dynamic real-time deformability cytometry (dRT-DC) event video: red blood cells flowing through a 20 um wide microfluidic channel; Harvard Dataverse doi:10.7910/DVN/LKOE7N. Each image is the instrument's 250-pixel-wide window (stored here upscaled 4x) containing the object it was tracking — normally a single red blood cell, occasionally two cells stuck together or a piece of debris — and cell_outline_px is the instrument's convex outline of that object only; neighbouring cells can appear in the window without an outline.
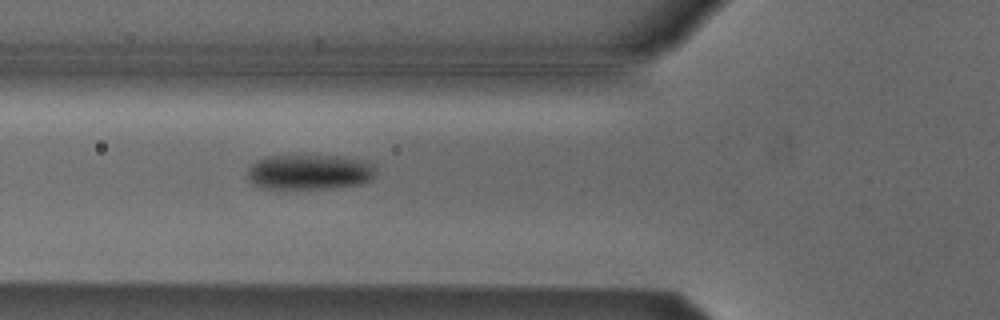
{"species": "Egyptian fruit bat (a non-hibernating species)", "species_latin": "Rousettus aegyptiacus", "temperature_condition": "cold", "stored_images_in_passage": 39, "camera_frame_rate_fps": 3000, "um_per_image_px": 0.085, "animal": {"sex": "male"}, "frame": {"image": 1, "passage_image": 5, "time_ms": 1.333, "image_size_px": [1000, 320], "cell_outline_px": [[376, 172], [368, 180], [360, 184], [332, 188], [260, 188], [252, 184], [248, 180], [248, 168], [256, 160], [268, 156], [336, 156], [368, 160], [376, 168]], "centroid_in_image_um": [26.29, 14.62], "position_along_channel_um": 99.5, "area_um2": 26.3}}
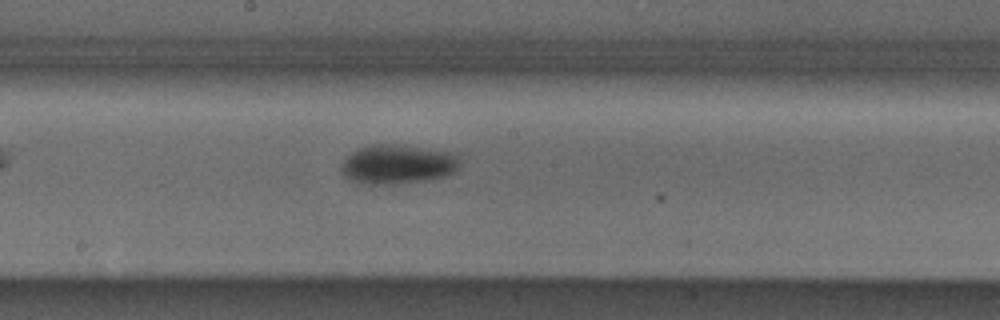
{"frame": {"image": 2, "passage_image": 14, "time_ms": 4.333, "image_size_px": [1000, 320], "cell_outline_px": [[460, 164], [456, 172], [448, 176], [428, 180], [396, 184], [368, 184], [348, 180], [340, 172], [340, 164], [352, 152], [360, 148], [372, 144], [404, 144], [452, 152], [460, 156]], "centroid_in_image_um": [33.84, 13.96], "position_along_channel_um": 214.4, "area_um2": 27.86}}
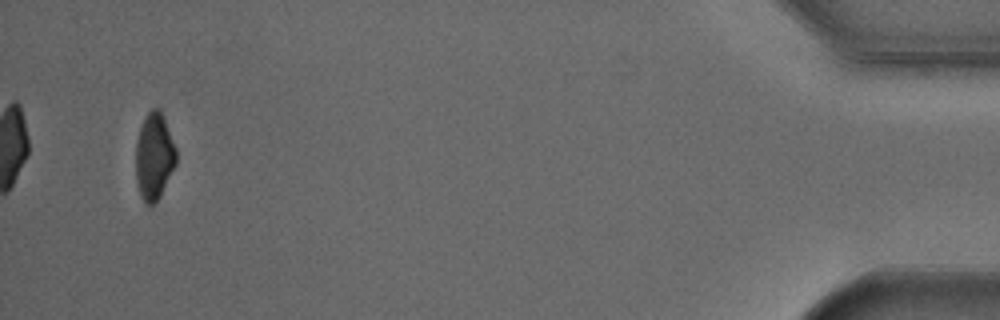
{"frame": {"image": 3, "passage_image": 37, "time_ms": 12.0, "image_size_px": [1000, 320], "cell_outline_px": [[176, 164], [160, 196], [152, 204], [148, 204], [144, 200], [140, 192], [136, 180], [136, 140], [144, 116], [152, 108], [160, 108], [176, 148]], "centroid_in_image_um": [13.1, 13.24], "position_along_channel_um": 422.1, "area_um2": 20.23}, "authors_computed_cell_mechanics": {"area_um2": 26.299, "velocity_mm_per_s": 3.8274, "shape_relaxation_time_tau1_ms": 3.4286, "shape_relaxation_time_tau2_ms": null, "deformation_change_tau1": 0.1088, "deformation_change_tau2": null}}